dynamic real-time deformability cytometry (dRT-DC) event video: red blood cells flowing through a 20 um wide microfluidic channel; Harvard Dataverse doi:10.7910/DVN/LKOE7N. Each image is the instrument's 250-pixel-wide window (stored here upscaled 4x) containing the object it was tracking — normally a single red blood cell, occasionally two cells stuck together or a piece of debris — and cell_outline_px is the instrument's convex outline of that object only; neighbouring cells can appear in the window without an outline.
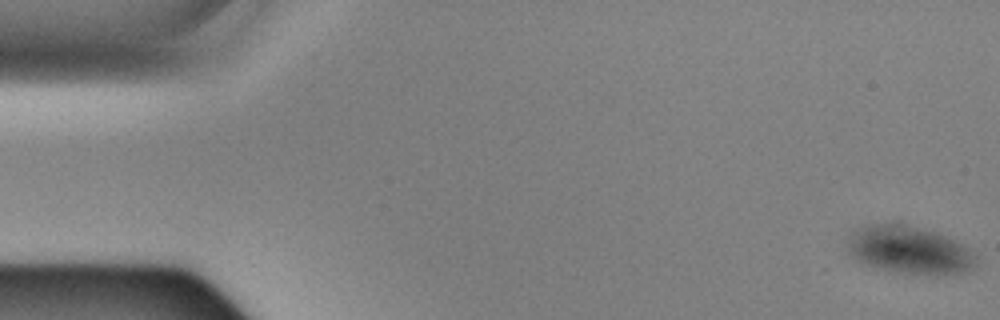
{"species": "Egyptian fruit bat (a non-hibernating species)", "species_latin": "Rousettus aegyptiacus", "temperature_condition": "cold", "stored_images_in_passage": 25, "camera_frame_rate_fps": 3000, "um_per_image_px": 0.085, "animal": {"sex": "male"}, "frame": {"image": 1, "passage_image": 1, "time_ms": 0.0, "image_size_px": [1000, 320], "cell_outline_px": [[976, 264], [972, 268], [964, 272], [936, 276], [896, 272], [864, 264], [856, 260], [848, 252], [848, 240], [852, 232], [856, 228], [872, 224], [896, 220], [944, 236], [968, 248], [976, 256]], "centroid_in_image_um": [77.25, 21.24], "position_along_channel_um": 7.7, "area_um2": 36.13}}
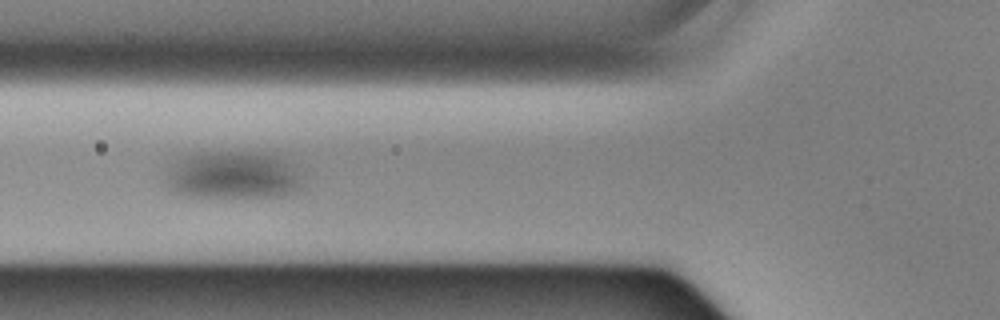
{"frame": {"image": 2, "passage_image": 21, "time_ms": 6.667, "image_size_px": [1000, 320], "cell_outline_px": [[304, 184], [300, 188], [288, 192], [272, 196], [184, 196], [168, 192], [164, 184], [168, 168], [172, 164], [184, 156], [196, 152], [260, 152], [276, 156], [292, 164], [296, 168]], "centroid_in_image_um": [19.7, 14.88], "position_along_channel_um": 106.1, "area_um2": 38.09}}